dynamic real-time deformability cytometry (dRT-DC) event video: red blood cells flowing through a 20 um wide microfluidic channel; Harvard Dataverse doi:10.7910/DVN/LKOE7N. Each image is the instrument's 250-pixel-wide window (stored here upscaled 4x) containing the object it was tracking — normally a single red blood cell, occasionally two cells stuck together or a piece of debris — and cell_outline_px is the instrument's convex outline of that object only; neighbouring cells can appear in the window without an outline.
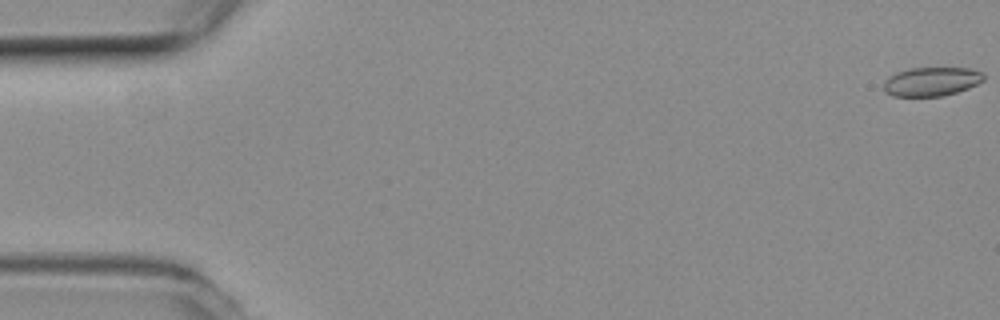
{"species": "common noctule bat (a hibernating species)", "species_latin": "Nyctalus noctula", "temperature_condition": "room temperature", "stored_images_in_passage": 10, "camera_frame_rate_fps": 3000, "um_per_image_px": 0.085, "animal": {"sex": "female", "body_mass_g": 19.3, "forearm_length_mm": 54.1}, "frame": {"image": 1, "passage_image": 1, "time_ms": 0.0, "image_size_px": [1000, 320], "cell_outline_px": [[984, 80], [968, 88], [956, 92], [940, 96], [892, 96], [884, 92], [884, 80], [888, 76], [896, 72], [908, 68], [968, 68], [984, 72]], "centroid_in_image_um": [79.15, 6.92], "position_along_channel_um": 5.9, "area_um2": 16.94}}